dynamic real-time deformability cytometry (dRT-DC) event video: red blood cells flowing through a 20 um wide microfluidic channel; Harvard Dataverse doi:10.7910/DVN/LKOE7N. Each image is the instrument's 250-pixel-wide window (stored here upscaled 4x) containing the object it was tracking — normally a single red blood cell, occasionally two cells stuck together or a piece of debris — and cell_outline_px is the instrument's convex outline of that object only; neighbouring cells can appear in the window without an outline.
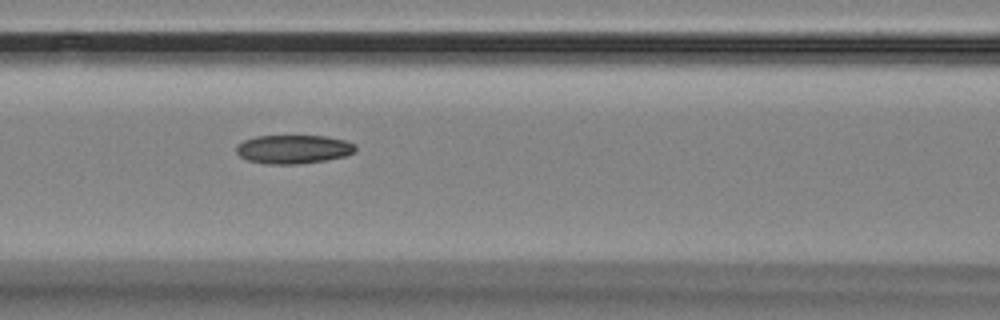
{"species": "Egyptian fruit bat (a non-hibernating species)", "species_latin": "Rousettus aegyptiacus", "temperature_condition": "room temperature", "stored_images_in_passage": 8, "camera_frame_rate_fps": 3000, "um_per_image_px": 0.085, "animal": {"sex": "female"}, "frame": {"image": 1, "passage_image": 5, "time_ms": 7.667, "image_size_px": [1000, 320], "cell_outline_px": [[356, 152], [344, 156], [324, 160], [296, 164], [268, 164], [248, 160], [240, 156], [236, 152], [236, 144], [244, 140], [256, 136], [328, 136], [344, 140], [356, 144]], "centroid_in_image_um": [24.94, 12.67], "position_along_channel_um": 141.7, "area_um2": 19.94}}
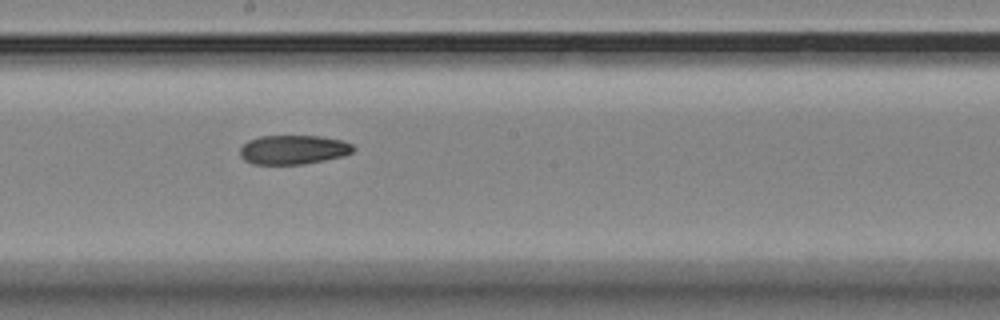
{"frame": {"image": 2, "passage_image": 7, "time_ms": 10.0, "image_size_px": [1000, 320], "cell_outline_px": [[356, 148], [352, 152], [344, 156], [304, 164], [252, 164], [244, 160], [240, 156], [240, 148], [248, 140], [260, 136], [320, 136], [340, 140], [352, 144]], "centroid_in_image_um": [24.92, 12.72], "position_along_channel_um": 223.3, "area_um2": 19.31}}
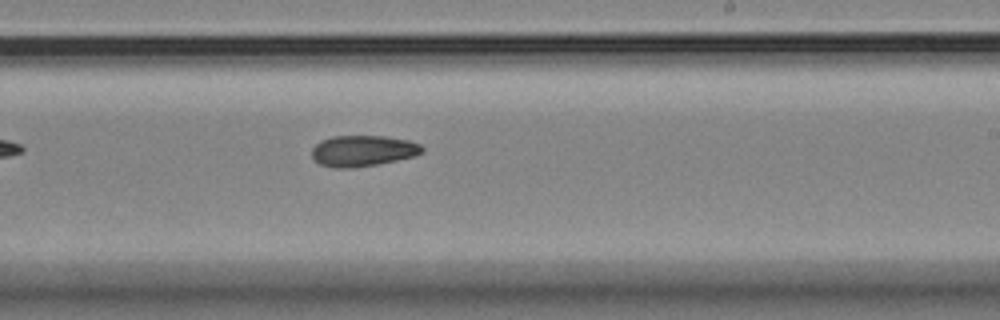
{"frame": {"image": 3, "passage_image": 8, "time_ms": 11.0, "image_size_px": [1000, 320], "cell_outline_px": [[424, 152], [416, 156], [376, 164], [352, 168], [336, 168], [320, 164], [312, 160], [312, 148], [320, 140], [332, 136], [384, 136], [408, 140], [420, 144], [424, 148]], "centroid_in_image_um": [30.83, 12.82], "position_along_channel_um": 258.2, "area_um2": 20.06}}